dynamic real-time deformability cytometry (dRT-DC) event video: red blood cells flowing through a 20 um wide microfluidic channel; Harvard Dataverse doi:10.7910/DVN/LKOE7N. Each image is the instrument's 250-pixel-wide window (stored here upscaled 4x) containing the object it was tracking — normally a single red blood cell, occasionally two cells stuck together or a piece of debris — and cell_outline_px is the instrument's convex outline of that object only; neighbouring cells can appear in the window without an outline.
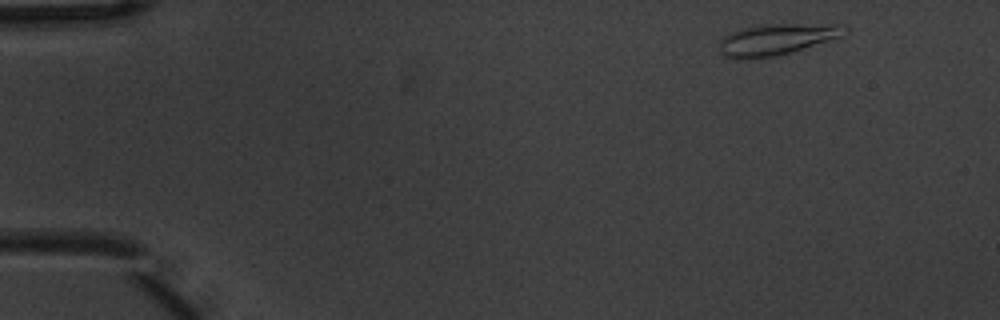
{"species": "common noctule bat (a hibernating species)", "species_latin": "Nyctalus noctula", "temperature_condition": "warm", "stored_images_in_passage": 4, "camera_frame_rate_fps": 3000, "um_per_image_px": 0.085, "animal": {"sex": "male", "body_mass_g": 20.1, "forearm_length_mm": 53.5}, "frame": {"image": 1, "passage_image": 1, "time_ms": 0.0, "image_size_px": [1000, 320], "cell_outline_px": [[848, 32], [840, 36], [788, 52], [772, 56], [744, 60], [724, 56], [720, 52], [720, 40], [728, 32], [744, 28], [764, 24], [836, 24], [848, 28]], "centroid_in_image_um": [65.94, 3.33], "position_along_channel_um": 19.1, "area_um2": 22.37}}
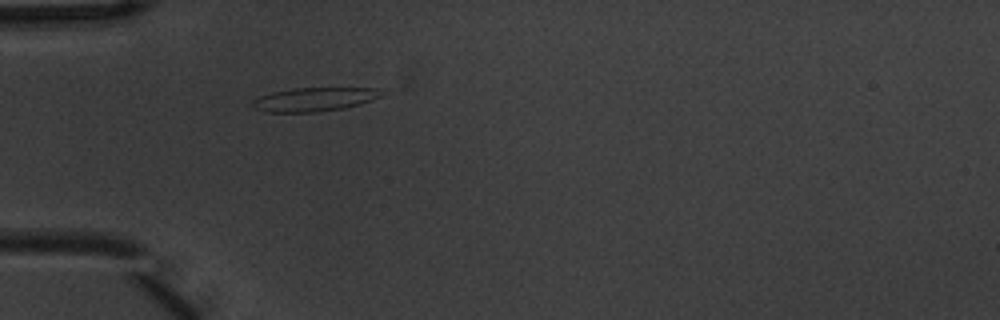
{"frame": {"image": 2, "passage_image": 4, "time_ms": 1.0, "image_size_px": [1000, 320], "cell_outline_px": [[384, 96], [344, 108], [316, 112], [264, 112], [256, 108], [252, 104], [252, 100], [260, 96], [272, 92], [292, 88], [376, 88]], "centroid_in_image_um": [26.68, 8.44], "position_along_channel_um": 58.3, "area_um2": 17.69}}